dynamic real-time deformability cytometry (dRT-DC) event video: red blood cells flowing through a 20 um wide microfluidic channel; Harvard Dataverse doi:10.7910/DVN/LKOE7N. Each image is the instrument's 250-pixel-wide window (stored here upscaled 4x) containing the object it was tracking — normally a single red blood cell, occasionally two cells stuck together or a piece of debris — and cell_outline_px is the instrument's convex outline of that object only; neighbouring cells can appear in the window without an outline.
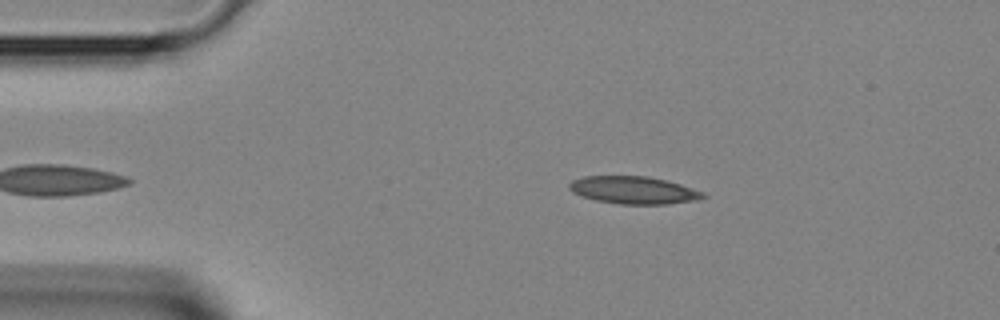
{"species": "Egyptian fruit bat (a non-hibernating species)", "species_latin": "Rousettus aegyptiacus", "temperature_condition": "room temperature", "stored_images_in_passage": 3, "camera_frame_rate_fps": 3000, "um_per_image_px": 0.085, "animal": {"sex": "female"}, "frame": {"image": 1, "passage_image": 3, "time_ms": 0.667, "image_size_px": [1000, 320], "cell_outline_px": [[708, 196], [696, 200], [664, 204], [620, 204], [596, 200], [580, 196], [572, 192], [568, 188], [568, 184], [572, 180], [584, 176], [648, 176], [668, 180], [704, 192]], "centroid_in_image_um": [53.84, 16.15], "position_along_channel_um": 31.2, "area_um2": 21.56}}